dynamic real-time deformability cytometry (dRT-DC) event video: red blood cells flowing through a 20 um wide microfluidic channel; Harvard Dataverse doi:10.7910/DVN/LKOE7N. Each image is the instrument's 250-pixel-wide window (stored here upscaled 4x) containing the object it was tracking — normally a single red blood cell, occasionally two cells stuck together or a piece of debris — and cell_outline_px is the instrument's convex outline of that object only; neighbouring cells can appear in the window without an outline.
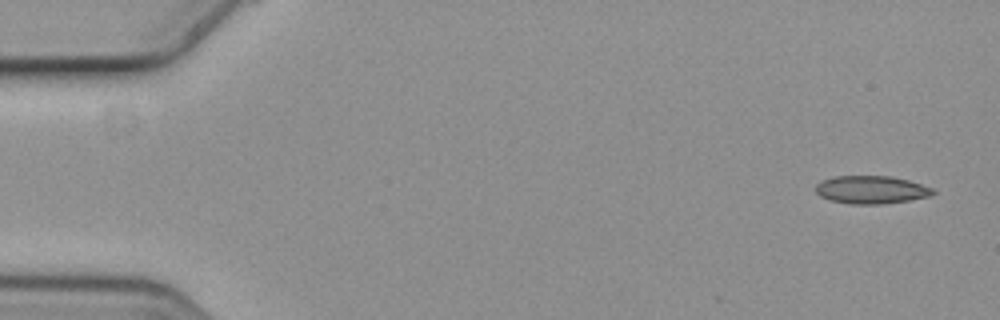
{"species": "common noctule bat (a hibernating species)", "species_latin": "Nyctalus noctula", "temperature_condition": "cold", "stored_images_in_passage": 4, "camera_frame_rate_fps": 3000, "um_per_image_px": 0.085, "animal": {"sex": "female", "body_mass_g": 19.3, "forearm_length_mm": 54.1}, "frame": {"image": 1, "passage_image": 1, "time_ms": 0.0, "image_size_px": [1000, 320], "cell_outline_px": [[936, 192], [928, 196], [908, 200], [880, 204], [852, 204], [832, 200], [820, 196], [816, 192], [816, 184], [820, 180], [836, 176], [892, 176], [908, 180], [932, 188]], "centroid_in_image_um": [74.02, 16.12], "position_along_channel_um": 11.0, "area_um2": 18.9}}